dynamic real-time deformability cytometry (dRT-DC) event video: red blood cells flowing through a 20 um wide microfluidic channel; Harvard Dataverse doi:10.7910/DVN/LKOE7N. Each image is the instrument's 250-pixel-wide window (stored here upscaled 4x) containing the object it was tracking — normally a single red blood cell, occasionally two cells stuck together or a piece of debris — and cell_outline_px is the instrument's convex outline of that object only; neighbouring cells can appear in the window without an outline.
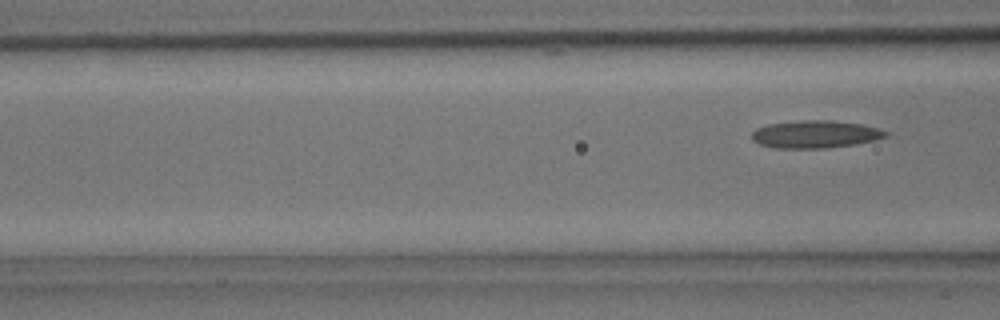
{"species": "common noctule bat (a hibernating species)", "species_latin": "Nyctalus noctula", "temperature_condition": "room temperature", "stored_images_in_passage": 6, "segment_of_instrument_passage": [2, 2], "camera_frame_rate_fps": 3000, "um_per_image_px": 0.085, "animal": {"sex": "male", "body_mass_g": 15.6}, "frame": {"image": 1, "passage_image": 6, "time_ms": 1.667, "image_size_px": [1000, 320], "cell_outline_px": [[888, 136], [876, 140], [856, 144], [828, 148], [772, 148], [760, 144], [752, 140], [752, 132], [756, 128], [768, 124], [800, 120], [832, 120], [860, 124], [880, 128], [888, 132]], "centroid_in_image_um": [69.31, 11.41], "position_along_channel_um": 97.3, "area_um2": 21.73}}